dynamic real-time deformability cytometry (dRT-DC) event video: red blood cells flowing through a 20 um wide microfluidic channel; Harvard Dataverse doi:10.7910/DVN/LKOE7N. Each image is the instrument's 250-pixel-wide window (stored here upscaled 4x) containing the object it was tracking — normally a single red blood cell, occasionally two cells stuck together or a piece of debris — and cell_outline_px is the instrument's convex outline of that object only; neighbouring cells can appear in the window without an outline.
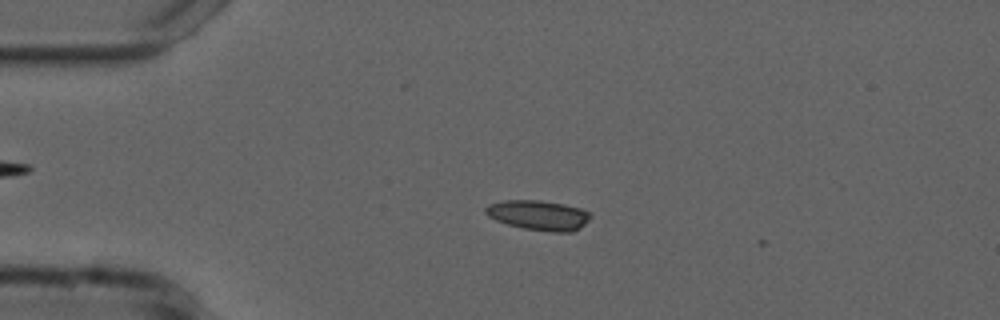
{"species": "common noctule bat (a hibernating species)", "species_latin": "Nyctalus noctula", "temperature_condition": "cold", "stored_images_in_passage": 8, "camera_frame_rate_fps": 3000, "um_per_image_px": 0.085, "animal": {"sex": "male", "forearm_length_mm": 52.5}, "frame": {"image": 1, "passage_image": 4, "time_ms": 1.0, "image_size_px": [1000, 320], "cell_outline_px": [[592, 216], [580, 228], [572, 232], [552, 232], [524, 228], [508, 224], [496, 220], [488, 216], [484, 212], [484, 208], [488, 204], [504, 200], [540, 200], [564, 204], [580, 208], [592, 212]], "centroid_in_image_um": [45.79, 18.28], "position_along_channel_um": 39.2, "area_um2": 18.38}}